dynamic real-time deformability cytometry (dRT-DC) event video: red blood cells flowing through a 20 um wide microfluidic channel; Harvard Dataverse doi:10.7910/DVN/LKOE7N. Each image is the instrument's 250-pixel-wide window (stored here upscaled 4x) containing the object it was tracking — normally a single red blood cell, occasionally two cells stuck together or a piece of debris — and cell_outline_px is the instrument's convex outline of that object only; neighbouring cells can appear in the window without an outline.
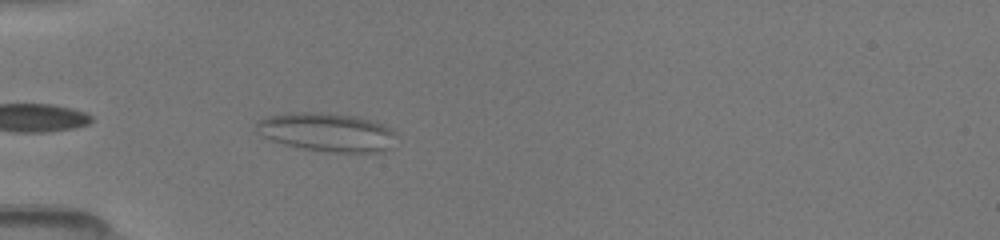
{"species": "common noctule bat (a hibernating species)", "species_latin": "Nyctalus noctula", "temperature_condition": "room temperature", "stored_images_in_passage": 18, "camera_frame_rate_fps": 3000, "um_per_image_px": 0.085, "animal": {"sex": "female", "body_mass_g": 19.5, "forearm_length_mm": 54.1}, "frame": {"image": 1, "passage_image": 13, "time_ms": 4.667, "image_size_px": [1000, 240], "cell_outline_px": [[396, 132], [388, 148], [380, 152], [328, 152], [304, 148], [284, 144], [272, 140], [264, 136], [256, 124], [260, 120], [272, 116], [288, 112], [324, 112], [356, 116], [380, 124]], "centroid_in_image_um": [27.79, 11.23], "position_along_channel_um": 57.2, "area_um2": 30.75}}
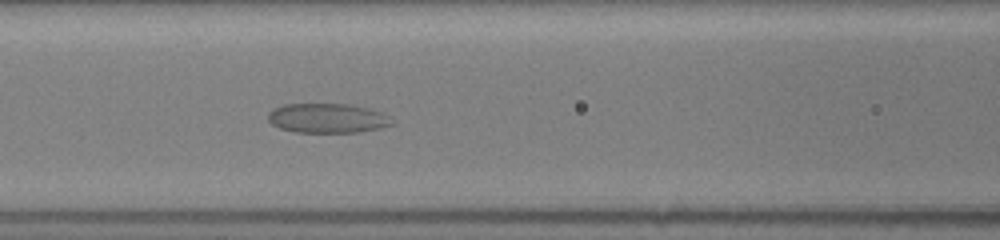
{"frame": {"image": 2, "passage_image": 18, "time_ms": 7.0, "image_size_px": [1000, 240], "cell_outline_px": [[392, 124], [380, 128], [356, 132], [296, 132], [280, 128], [272, 124], [268, 120], [268, 116], [276, 108], [284, 104], [348, 104], [368, 108], [380, 112], [388, 116]], "centroid_in_image_um": [27.82, 10.05], "position_along_channel_um": 138.8, "area_um2": 20.92}}